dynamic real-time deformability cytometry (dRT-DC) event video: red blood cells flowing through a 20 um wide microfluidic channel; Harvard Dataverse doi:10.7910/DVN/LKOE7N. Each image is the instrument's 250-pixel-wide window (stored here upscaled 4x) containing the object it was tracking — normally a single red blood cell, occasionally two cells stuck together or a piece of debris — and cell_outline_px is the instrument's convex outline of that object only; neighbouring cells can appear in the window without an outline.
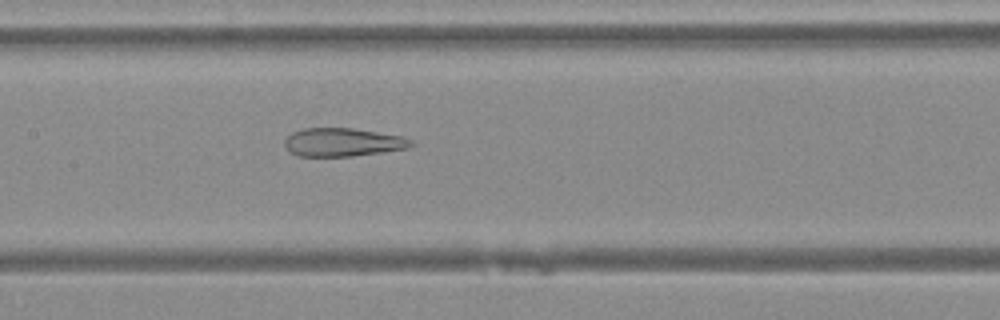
{"species": "Egyptian fruit bat (a non-hibernating species)", "species_latin": "Rousettus aegyptiacus", "temperature_condition": "warm", "stored_images_in_passage": 36, "camera_frame_rate_fps": 3000, "um_per_image_px": 0.085, "animal": {"sex": "female"}, "frame": {"image": 1, "passage_image": 11, "time_ms": 3.333, "image_size_px": [1000, 320], "cell_outline_px": [[416, 144], [408, 148], [352, 156], [296, 156], [288, 152], [284, 148], [284, 140], [292, 132], [304, 128], [352, 128], [400, 136], [412, 140]], "centroid_in_image_um": [29.08, 12.09], "position_along_channel_um": 178.3, "area_um2": 20.92}}
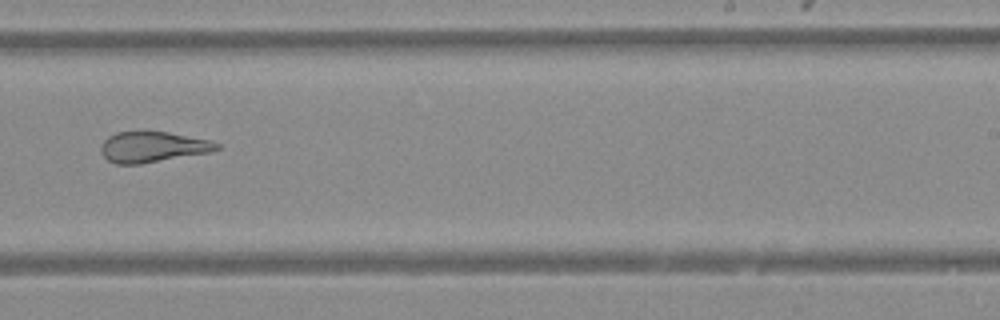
{"frame": {"image": 2, "passage_image": 18, "time_ms": 5.667, "image_size_px": [1000, 320], "cell_outline_px": [[220, 148], [212, 152], [140, 164], [116, 164], [108, 160], [100, 152], [100, 148], [104, 140], [108, 136], [116, 132], [140, 128], [144, 128], [168, 132], [208, 140], [220, 144]], "centroid_in_image_um": [12.93, 12.45], "position_along_channel_um": 276.1, "area_um2": 21.39}}
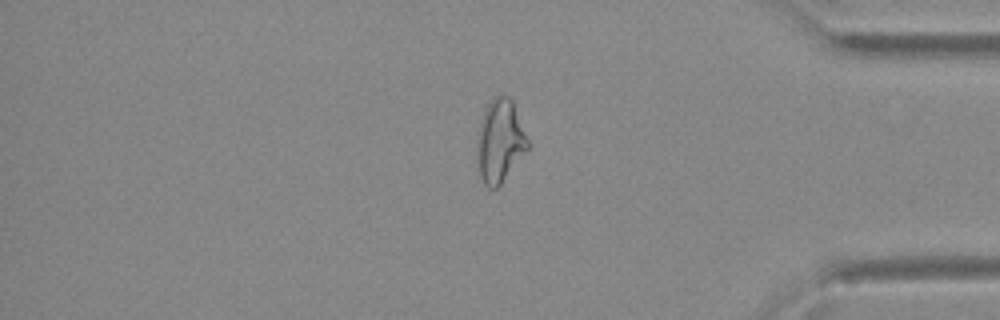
{"frame": {"image": 3, "passage_image": 28, "time_ms": 9.0, "image_size_px": [1000, 320], "cell_outline_px": [[528, 148], [500, 184], [496, 188], [488, 188], [484, 184], [480, 176], [476, 144], [476, 140], [480, 120], [484, 108], [496, 96], [508, 96], [512, 100], [528, 140]], "centroid_in_image_um": [42.46, 11.98], "position_along_channel_um": 392.7, "area_um2": 24.1}}